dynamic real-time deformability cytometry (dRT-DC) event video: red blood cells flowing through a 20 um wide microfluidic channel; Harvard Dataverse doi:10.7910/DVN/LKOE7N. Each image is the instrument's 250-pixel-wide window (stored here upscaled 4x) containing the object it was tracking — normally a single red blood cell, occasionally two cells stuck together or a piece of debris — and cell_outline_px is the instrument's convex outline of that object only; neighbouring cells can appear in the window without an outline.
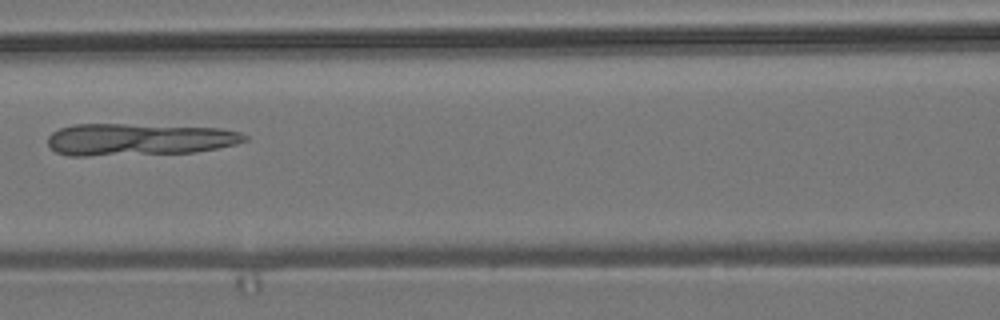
{"species": "common noctule bat (a hibernating species)", "species_latin": "Nyctalus noctula", "temperature_condition": "room temperature", "stored_images_in_passage": 6, "camera_frame_rate_fps": 3000, "um_per_image_px": 0.085, "animal": {"sex": "male", "body_mass_g": 19.2, "forearm_length_mm": 51.8}, "frame": {"image": 1, "passage_image": 3, "time_ms": 2.333, "image_size_px": [1000, 320], "cell_outline_px": [[248, 140], [236, 144], [196, 152], [88, 156], [68, 156], [56, 152], [48, 144], [48, 136], [52, 132], [60, 128], [72, 124], [124, 124], [220, 128], [240, 132], [248, 136]], "centroid_in_image_um": [11.78, 11.85], "position_along_channel_um": 154.8, "area_um2": 36.88}}
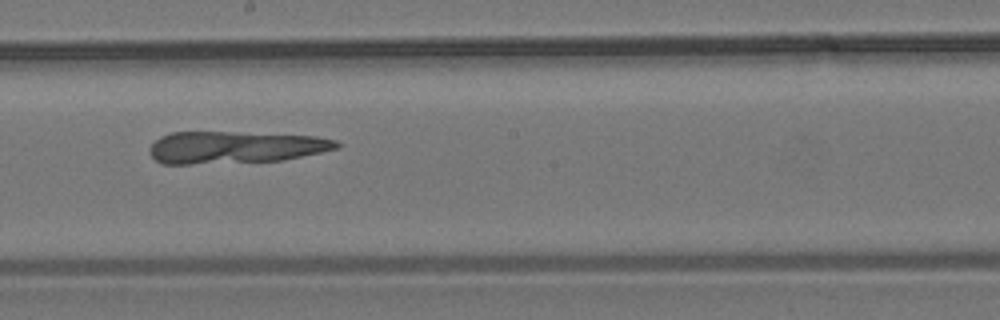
{"frame": {"image": 2, "passage_image": 5, "time_ms": 4.333, "image_size_px": [1000, 320], "cell_outline_px": [[340, 148], [284, 160], [188, 164], [164, 164], [156, 160], [148, 152], [148, 148], [160, 136], [172, 132], [232, 132], [316, 136], [336, 140], [340, 144]], "centroid_in_image_um": [19.97, 12.52], "position_along_channel_um": 228.2, "area_um2": 34.97}}
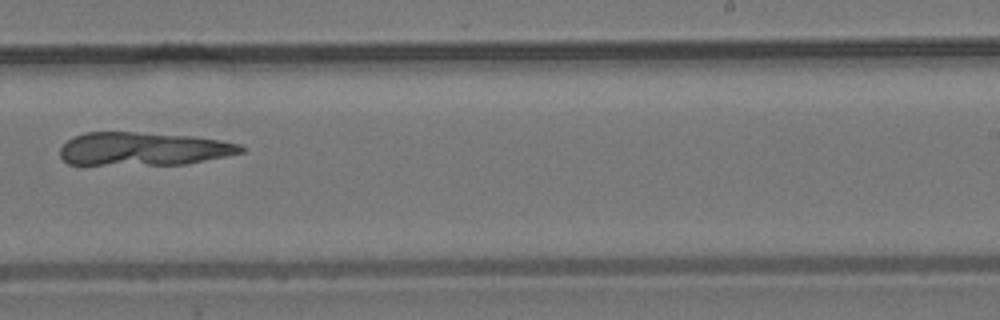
{"frame": {"image": 3, "passage_image": 6, "time_ms": 5.667, "image_size_px": [1000, 320], "cell_outline_px": [[244, 152], [184, 164], [68, 164], [60, 156], [60, 148], [72, 136], [84, 132], [136, 132], [188, 136], [220, 140], [240, 144], [244, 148]], "centroid_in_image_um": [12.14, 12.64], "position_along_channel_um": 276.9, "area_um2": 34.68}}